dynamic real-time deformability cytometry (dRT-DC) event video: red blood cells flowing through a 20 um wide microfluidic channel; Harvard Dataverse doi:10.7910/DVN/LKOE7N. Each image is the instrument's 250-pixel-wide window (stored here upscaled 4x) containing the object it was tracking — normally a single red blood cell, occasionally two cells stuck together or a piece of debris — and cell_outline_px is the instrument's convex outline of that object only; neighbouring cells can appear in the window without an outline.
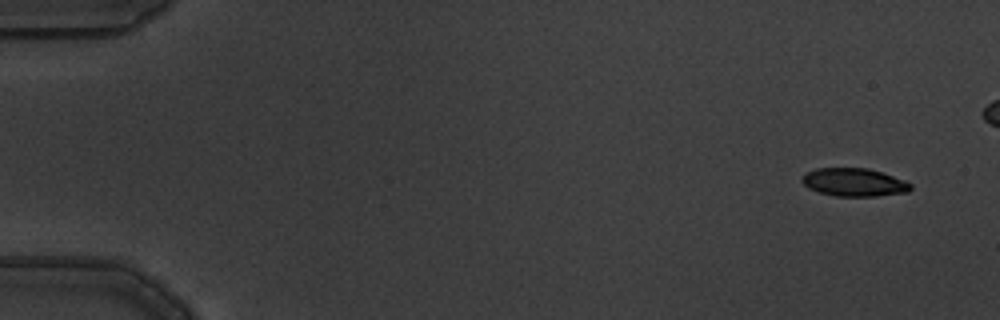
{"species": "common noctule bat (a hibernating species)", "species_latin": "Nyctalus noctula", "temperature_condition": "warm", "stored_images_in_passage": 5, "camera_frame_rate_fps": 3000, "um_per_image_px": 0.085, "animal": {"sex": "male", "body_mass_g": 19.5, "forearm_length_mm": 54.6}, "frame": {"image": 1, "passage_image": 1, "time_ms": 0.0, "image_size_px": [1000, 320], "cell_outline_px": [[912, 188], [908, 192], [876, 196], [836, 196], [820, 192], [808, 188], [800, 180], [804, 172], [816, 168], [868, 168], [904, 180], [912, 184]], "centroid_in_image_um": [72.57, 15.49], "position_along_channel_um": 12.4, "area_um2": 17.8}}